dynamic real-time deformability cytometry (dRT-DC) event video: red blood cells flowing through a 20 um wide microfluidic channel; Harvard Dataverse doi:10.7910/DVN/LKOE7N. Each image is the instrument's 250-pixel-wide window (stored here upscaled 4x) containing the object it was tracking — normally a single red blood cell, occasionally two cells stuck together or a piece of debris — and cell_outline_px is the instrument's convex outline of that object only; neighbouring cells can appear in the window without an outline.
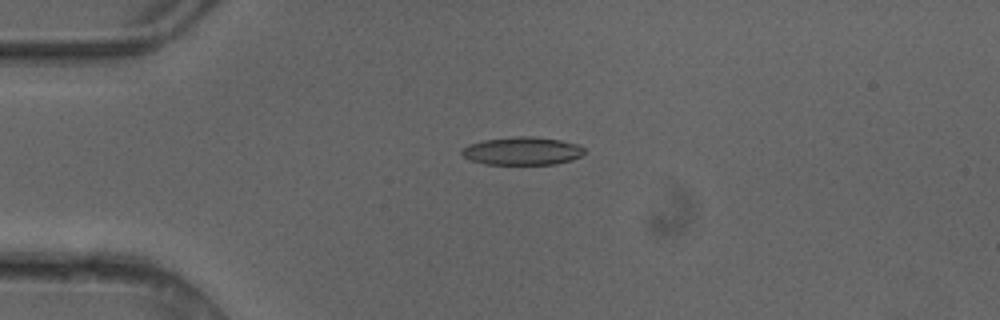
{"species": "common noctule bat (a hibernating species)", "species_latin": "Nyctalus noctula", "temperature_condition": "cold", "stored_images_in_passage": 4, "camera_frame_rate_fps": 3000, "um_per_image_px": 0.085, "animal": {"sex": "female"}, "frame": {"image": 1, "passage_image": 4, "time_ms": 1.0, "image_size_px": [1000, 320], "cell_outline_px": [[584, 152], [580, 156], [572, 160], [556, 164], [484, 164], [472, 160], [464, 156], [460, 152], [460, 148], [468, 144], [484, 140], [520, 136], [532, 136], [560, 140], [580, 144], [584, 148]], "centroid_in_image_um": [44.39, 12.83], "position_along_channel_um": 40.6, "area_um2": 20.06}}